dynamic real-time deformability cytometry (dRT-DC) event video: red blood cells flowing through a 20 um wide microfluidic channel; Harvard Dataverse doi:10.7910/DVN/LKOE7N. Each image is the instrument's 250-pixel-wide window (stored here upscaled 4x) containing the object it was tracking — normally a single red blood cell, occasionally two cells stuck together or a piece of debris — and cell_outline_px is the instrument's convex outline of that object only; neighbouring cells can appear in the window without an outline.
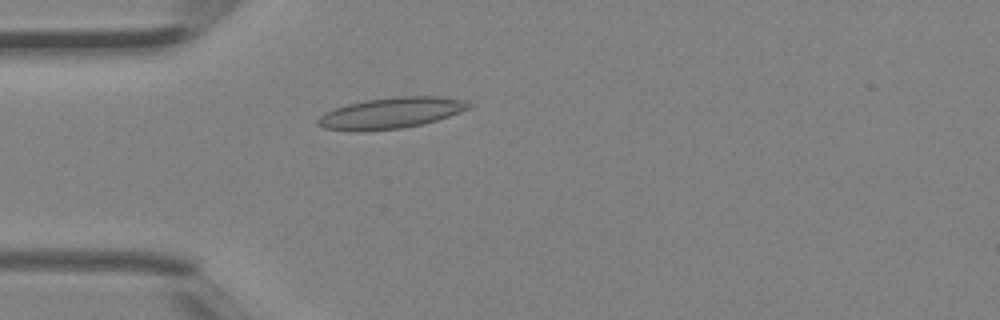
{"species": "Egyptian fruit bat (a non-hibernating species)", "species_latin": "Rousettus aegyptiacus", "temperature_condition": "room temperature", "stored_images_in_passage": 2, "camera_frame_rate_fps": 3000, "um_per_image_px": 0.085, "animal": {"sex": "female"}, "frame": {"image": 1, "passage_image": 2, "time_ms": 0.333, "image_size_px": [1000, 320], "cell_outline_px": [[472, 108], [424, 124], [400, 128], [360, 132], [352, 132], [324, 128], [316, 124], [316, 120], [320, 116], [336, 108], [348, 104], [368, 100], [400, 96], [436, 96], [468, 100], [472, 104]], "centroid_in_image_um": [33.26, 9.62], "position_along_channel_um": 51.7, "area_um2": 27.34}}